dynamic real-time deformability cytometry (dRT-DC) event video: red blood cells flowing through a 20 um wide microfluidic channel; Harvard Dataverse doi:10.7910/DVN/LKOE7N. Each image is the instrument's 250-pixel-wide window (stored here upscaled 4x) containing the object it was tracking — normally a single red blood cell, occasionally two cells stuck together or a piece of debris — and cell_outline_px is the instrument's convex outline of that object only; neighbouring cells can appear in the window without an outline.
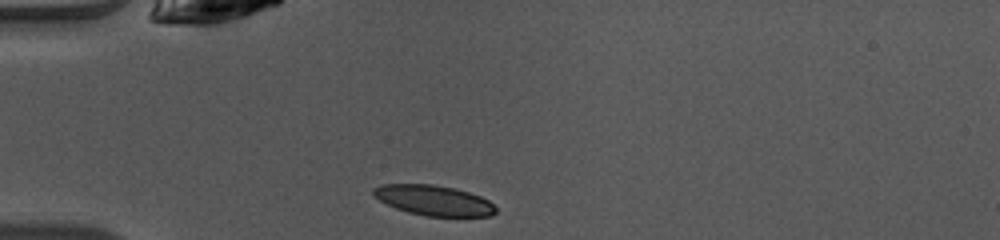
{"species": "common noctule bat (a hibernating species)", "species_latin": "Nyctalus noctula", "temperature_condition": "warm", "stored_images_in_passage": 36, "camera_frame_rate_fps": 3000, "um_per_image_px": 0.085, "animal": {"sex": "female", "body_mass_g": 10.0, "forearm_length_mm": 53.1}, "frame": {"image": 1, "passage_image": 1, "time_ms": 0.0, "image_size_px": [1000, 240], "cell_outline_px": [[496, 212], [492, 216], [424, 216], [408, 212], [396, 208], [380, 200], [372, 192], [372, 188], [380, 184], [432, 184], [456, 188], [480, 196], [488, 200], [496, 208]], "centroid_in_image_um": [36.87, 17.02], "position_along_channel_um": 48.1, "area_um2": 21.5}}
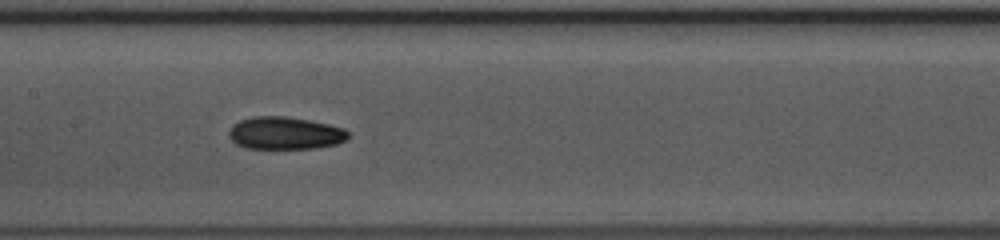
{"frame": {"image": 2, "passage_image": 12, "time_ms": 3.667, "image_size_px": [1000, 240], "cell_outline_px": [[348, 136], [344, 140], [336, 144], [316, 148], [248, 148], [236, 144], [228, 136], [228, 132], [240, 120], [256, 116], [284, 116], [308, 120], [328, 124], [344, 128], [348, 132]], "centroid_in_image_um": [24.23, 11.32], "position_along_channel_um": 183.2, "area_um2": 22.31}}
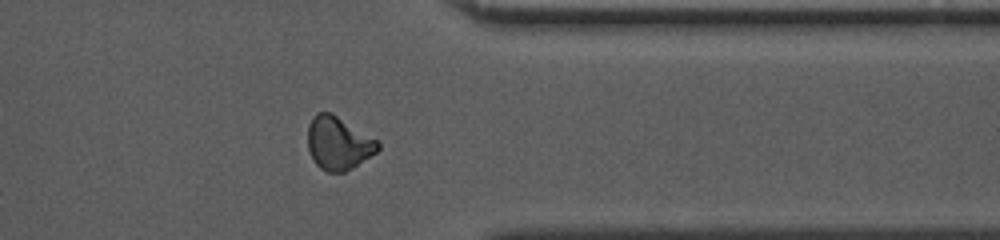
{"frame": {"image": 3, "passage_image": 27, "time_ms": 8.667, "image_size_px": [1000, 240], "cell_outline_px": [[380, 148], [376, 152], [352, 168], [344, 172], [328, 172], [320, 168], [316, 164], [308, 148], [308, 124], [312, 116], [316, 112], [332, 112], [376, 140], [380, 144]], "centroid_in_image_um": [28.73, 12.15], "position_along_channel_um": 382.7, "area_um2": 21.56}, "authors_computed_cell_mechanics": {"area_um2": 21.7328, "velocity_mm_per_s": 4.092, "shape_relaxation_time_tau1_ms": 3.4957, "shape_relaxation_time_tau2_ms": 4.5915, "deformation_change_tau1": 0.1159, "deformation_change_tau2": 0.1154}}